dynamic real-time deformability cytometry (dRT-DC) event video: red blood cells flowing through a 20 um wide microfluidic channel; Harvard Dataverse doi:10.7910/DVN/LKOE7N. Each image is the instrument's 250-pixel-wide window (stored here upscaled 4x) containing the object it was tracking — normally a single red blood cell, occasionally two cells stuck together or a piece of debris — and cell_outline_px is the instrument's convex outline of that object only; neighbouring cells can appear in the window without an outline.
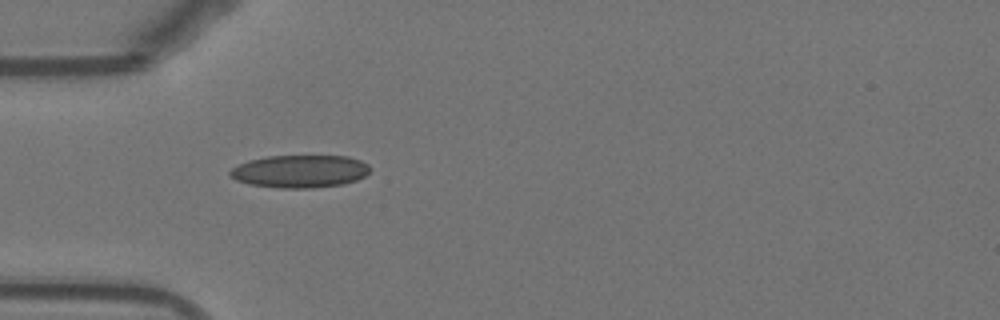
{"species": "Egyptian fruit bat (a non-hibernating species)", "species_latin": "Rousettus aegyptiacus", "temperature_condition": "warm", "stored_images_in_passage": 38, "camera_frame_rate_fps": 3000, "um_per_image_px": 0.085, "animal": {"sex": "female"}, "frame": {"image": 1, "passage_image": 1, "time_ms": 0.0, "image_size_px": [1000, 320], "cell_outline_px": [[372, 168], [364, 176], [356, 180], [344, 184], [312, 188], [280, 188], [248, 184], [236, 180], [228, 176], [228, 172], [236, 164], [248, 160], [268, 156], [348, 156], [360, 160], [368, 164]], "centroid_in_image_um": [25.46, 14.56], "position_along_channel_um": 59.5, "area_um2": 26.93}}
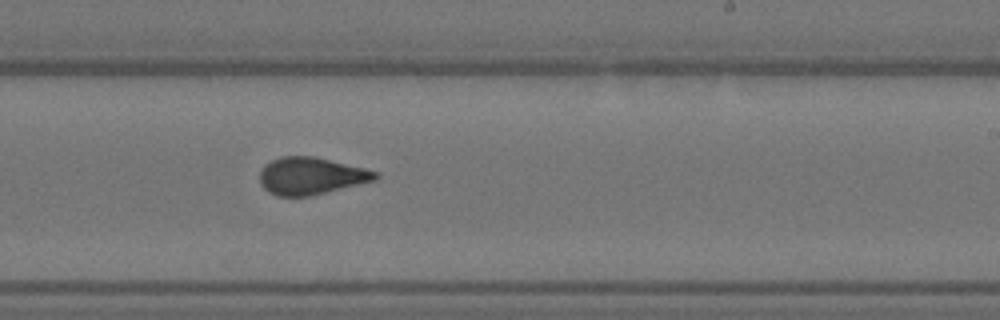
{"frame": {"image": 2, "passage_image": 17, "time_ms": 5.333, "image_size_px": [1000, 320], "cell_outline_px": [[380, 176], [376, 180], [312, 196], [276, 196], [268, 192], [260, 184], [260, 172], [264, 164], [280, 156], [312, 156], [364, 168], [380, 172]], "centroid_in_image_um": [26.43, 14.96], "position_along_channel_um": 262.6, "area_um2": 25.2}}
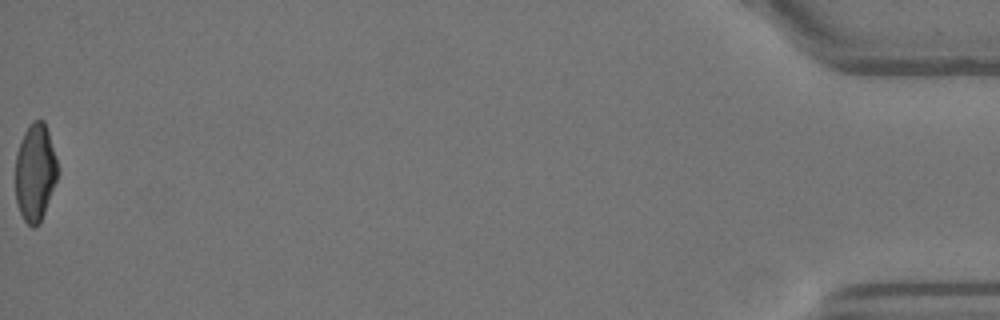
{"frame": {"image": 3, "passage_image": 38, "time_ms": 12.333, "image_size_px": [1000, 320], "cell_outline_px": [[60, 172], [40, 224], [36, 228], [32, 228], [24, 220], [16, 204], [16, 152], [20, 140], [24, 132], [32, 120], [44, 120], [48, 132]], "centroid_in_image_um": [2.99, 14.68], "position_along_channel_um": 432.2, "area_um2": 24.28}, "authors_computed_cell_mechanics": {"area_um2": 24.8829, "velocity_mm_per_s": 3.853, "shape_relaxation_time_tau1_ms": 7.4138, "shape_relaxation_time_tau2_ms": 1.0849, "deformation_change_tau1": 0.1784, "deformation_change_tau2": 0.0698}}